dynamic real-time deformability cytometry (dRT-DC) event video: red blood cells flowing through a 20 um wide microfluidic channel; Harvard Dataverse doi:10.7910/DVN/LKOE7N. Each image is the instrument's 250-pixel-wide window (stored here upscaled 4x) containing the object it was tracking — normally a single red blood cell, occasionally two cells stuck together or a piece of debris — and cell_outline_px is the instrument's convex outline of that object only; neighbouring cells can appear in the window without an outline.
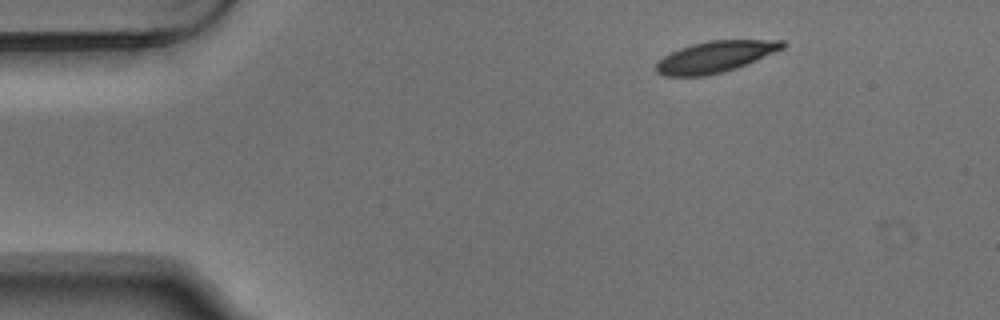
{"species": "Egyptian fruit bat (a non-hibernating species)", "species_latin": "Rousettus aegyptiacus", "temperature_condition": "warm", "stored_images_in_passage": 3, "camera_frame_rate_fps": 3000, "um_per_image_px": 0.085, "animal": {"sex": "male"}, "frame": {"image": 1, "passage_image": 1, "time_ms": 0.0, "image_size_px": [1000, 320], "cell_outline_px": [[784, 48], [736, 68], [724, 72], [704, 76], [664, 76], [656, 72], [656, 64], [664, 56], [680, 48], [692, 44], [708, 40], [784, 40]], "centroid_in_image_um": [60.77, 4.83], "position_along_channel_um": 24.2, "area_um2": 22.83}}